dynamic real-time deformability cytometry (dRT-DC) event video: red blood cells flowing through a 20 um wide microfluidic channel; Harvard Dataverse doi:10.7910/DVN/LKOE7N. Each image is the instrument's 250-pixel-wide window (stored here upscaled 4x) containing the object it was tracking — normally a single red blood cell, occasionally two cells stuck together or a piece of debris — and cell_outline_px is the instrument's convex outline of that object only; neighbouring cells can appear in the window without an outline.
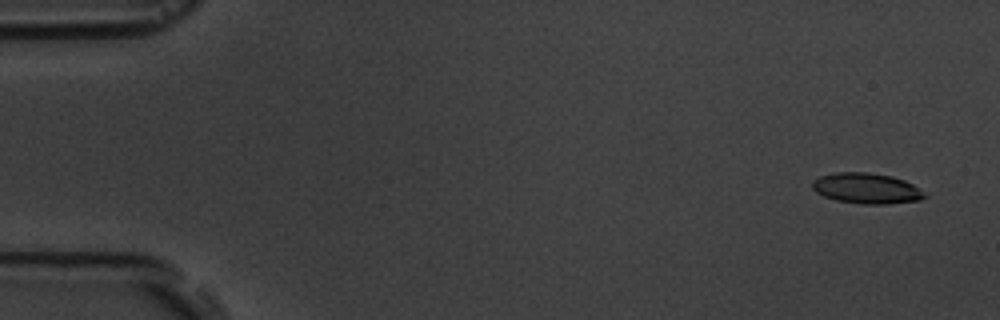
{"species": "common noctule bat (a hibernating species)", "species_latin": "Nyctalus noctula", "temperature_condition": "room temperature", "stored_images_in_passage": 4, "camera_frame_rate_fps": 3000, "um_per_image_px": 0.085, "animal": {"sex": "male", "body_mass_g": 19.5, "forearm_length_mm": 54.6}, "frame": {"image": 1, "passage_image": 1, "time_ms": 0.0, "image_size_px": [1000, 320], "cell_outline_px": [[928, 196], [920, 200], [888, 204], [860, 204], [836, 200], [824, 196], [816, 192], [812, 188], [812, 180], [820, 176], [836, 172], [868, 172], [892, 176], [904, 180], [912, 184]], "centroid_in_image_um": [73.64, 16.01], "position_along_channel_um": 11.4, "area_um2": 20.06}}
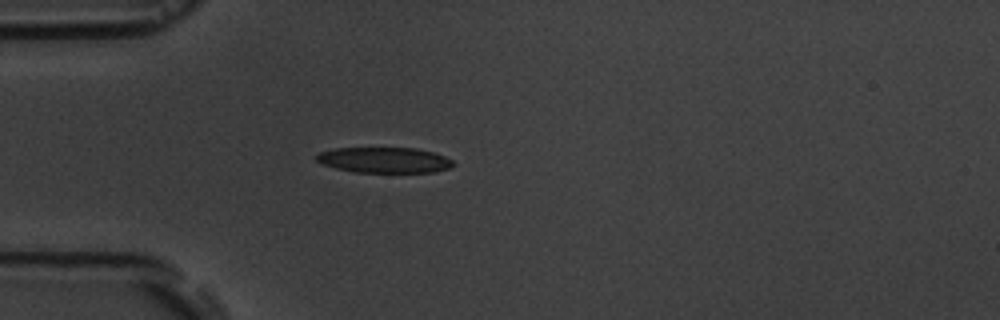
{"frame": {"image": 2, "passage_image": 4, "time_ms": 4.333, "image_size_px": [1000, 320], "cell_outline_px": [[456, 164], [448, 168], [436, 172], [356, 172], [336, 168], [320, 164], [316, 160], [316, 156], [320, 152], [332, 148], [416, 148], [432, 152], [444, 156], [452, 160]], "centroid_in_image_um": [32.65, 13.6], "position_along_channel_um": 52.3, "area_um2": 20.4}}